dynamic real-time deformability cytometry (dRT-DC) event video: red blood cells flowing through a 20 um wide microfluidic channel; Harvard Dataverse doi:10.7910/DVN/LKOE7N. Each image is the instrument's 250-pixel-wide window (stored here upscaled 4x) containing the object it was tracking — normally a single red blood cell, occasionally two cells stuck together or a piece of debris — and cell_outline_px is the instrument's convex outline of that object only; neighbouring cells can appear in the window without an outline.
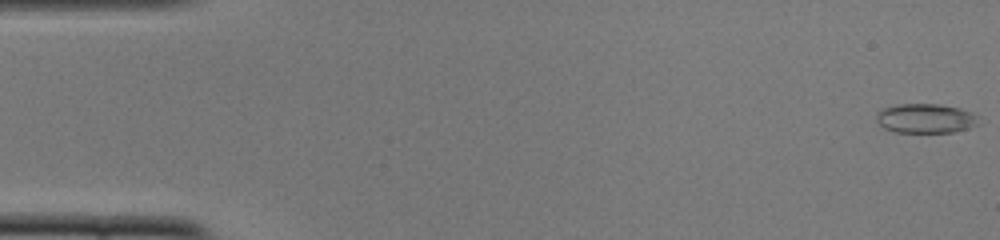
{"species": "common noctule bat (a hibernating species)", "species_latin": "Nyctalus noctula", "temperature_condition": "cold", "stored_images_in_passage": 52, "camera_frame_rate_fps": 3000, "um_per_image_px": 0.085, "animal": {"sex": "female", "body_mass_g": 22.0, "forearm_length_mm": 56.7}, "frame": {"image": 1, "passage_image": 1, "time_ms": 0.0, "image_size_px": [1000, 240], "cell_outline_px": [[980, 124], [968, 128], [952, 132], [896, 132], [884, 128], [876, 120], [876, 112], [880, 108], [896, 104], [940, 104], [960, 108], [972, 112], [980, 116]], "centroid_in_image_um": [78.69, 10.05], "position_along_channel_um": 6.3, "area_um2": 17.86}}
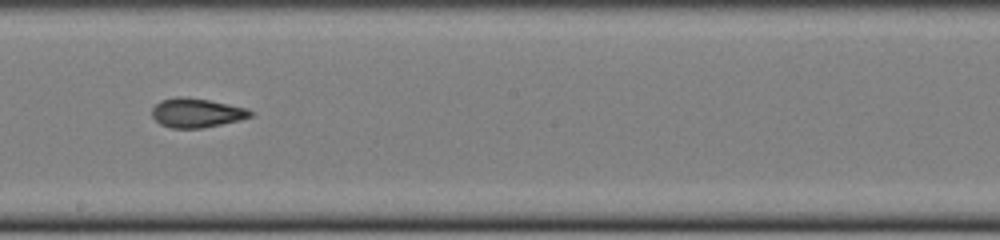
{"frame": {"image": 2, "passage_image": 29, "time_ms": 9.333, "image_size_px": [1000, 240], "cell_outline_px": [[252, 116], [240, 120], [204, 128], [172, 128], [160, 124], [152, 116], [152, 108], [160, 100], [176, 96], [184, 96], [208, 100], [248, 108], [252, 112]], "centroid_in_image_um": [16.7, 9.59], "position_along_channel_um": 231.5, "area_um2": 16.82}}
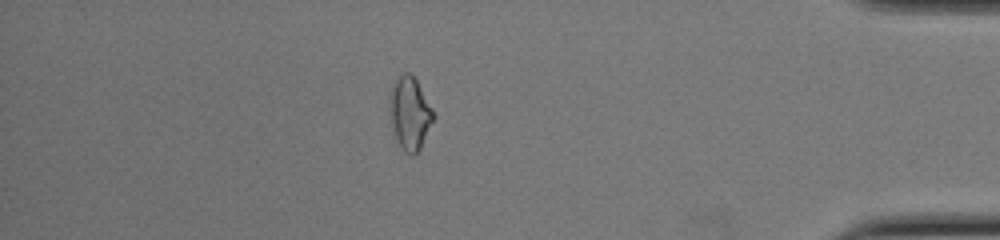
{"frame": {"image": 3, "passage_image": 45, "time_ms": 14.667, "image_size_px": [1000, 240], "cell_outline_px": [[436, 116], [420, 148], [412, 156], [408, 156], [400, 148], [392, 132], [388, 100], [392, 88], [396, 80], [404, 72], [408, 72], [416, 80], [432, 108]], "centroid_in_image_um": [34.82, 9.69], "position_along_channel_um": 400.4, "area_um2": 18.67}, "authors_computed_cell_mechanics": {"area_um2": 17.34, "velocity_mm_per_s": 3.901, "shape_relaxation_time_tau1_ms": 6.0144, "shape_relaxation_time_tau2_ms": 2.2192, "deformation_change_tau1": 0.1716, "deformation_change_tau2": 0.0789}}